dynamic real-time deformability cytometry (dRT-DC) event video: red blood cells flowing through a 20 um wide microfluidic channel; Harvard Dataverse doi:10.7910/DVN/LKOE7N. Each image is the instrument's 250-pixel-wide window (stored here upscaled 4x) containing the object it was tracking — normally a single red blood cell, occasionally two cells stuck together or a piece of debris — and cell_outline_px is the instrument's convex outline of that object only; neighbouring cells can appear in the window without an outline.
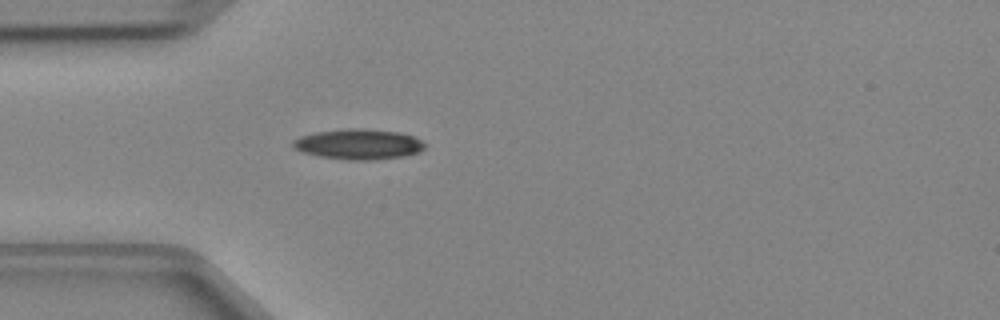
{"species": "Egyptian fruit bat (a non-hibernating species)", "species_latin": "Rousettus aegyptiacus", "temperature_condition": "cold", "stored_images_in_passage": 35, "camera_frame_rate_fps": 3000, "um_per_image_px": 0.085, "animal": {"sex": "female"}, "frame": {"image": 1, "passage_image": 1, "time_ms": 0.0, "image_size_px": [1000, 320], "cell_outline_px": [[424, 148], [420, 152], [404, 156], [376, 160], [348, 160], [320, 156], [304, 152], [292, 148], [292, 140], [300, 136], [316, 132], [348, 128], [364, 128], [400, 132], [412, 136], [420, 140], [424, 144]], "centroid_in_image_um": [30.47, 12.25], "position_along_channel_um": 54.5, "area_um2": 23.41}}
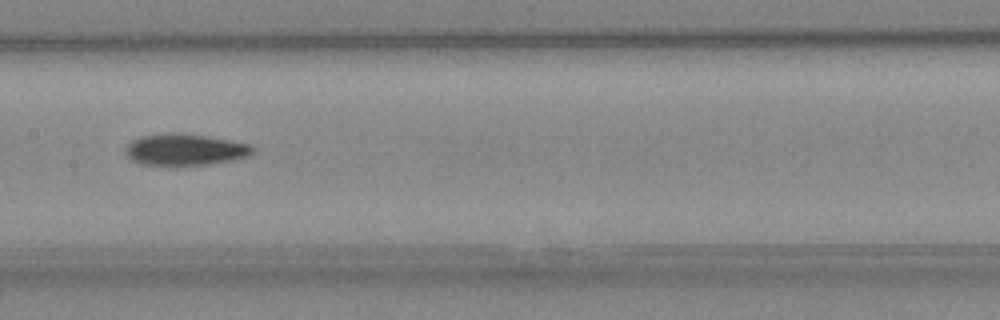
{"frame": {"image": 2, "passage_image": 11, "time_ms": 3.333, "image_size_px": [1000, 320], "cell_outline_px": [[252, 152], [248, 156], [232, 160], [208, 164], [176, 168], [144, 164], [132, 160], [124, 152], [124, 148], [132, 140], [140, 136], [172, 132], [180, 132], [228, 140], [248, 144], [252, 148]], "centroid_in_image_um": [15.64, 12.75], "position_along_channel_um": 191.8, "area_um2": 23.81}}
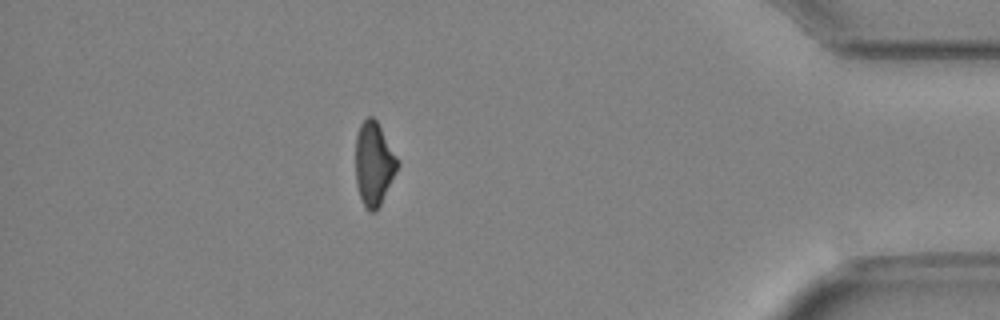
{"frame": {"image": 3, "passage_image": 29, "time_ms": 9.333, "image_size_px": [1000, 320], "cell_outline_px": [[400, 164], [376, 212], [368, 212], [364, 208], [356, 184], [356, 136], [360, 124], [368, 116], [372, 116], [376, 120], [400, 160]], "centroid_in_image_um": [31.78, 13.92], "position_along_channel_um": 403.4, "area_um2": 20.52}}